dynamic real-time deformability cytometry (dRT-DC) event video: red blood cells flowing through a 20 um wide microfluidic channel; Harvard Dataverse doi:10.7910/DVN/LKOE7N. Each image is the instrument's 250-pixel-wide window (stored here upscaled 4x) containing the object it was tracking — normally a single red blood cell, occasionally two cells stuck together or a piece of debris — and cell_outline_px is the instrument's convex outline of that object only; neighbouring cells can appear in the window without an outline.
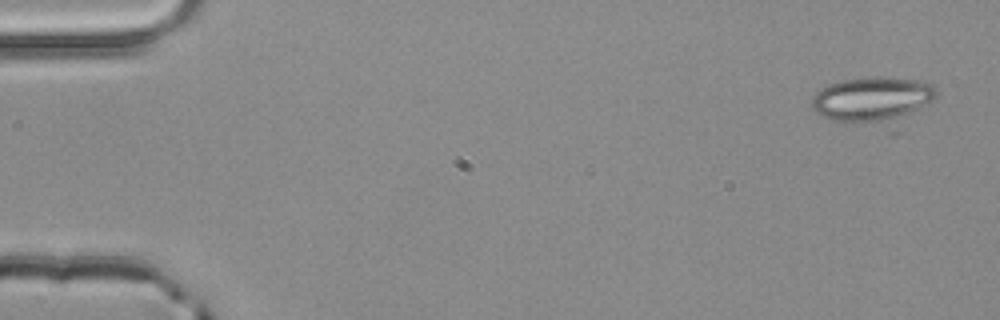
{"species": "common noctule bat (a hibernating species)", "species_latin": "Nyctalus noctula", "temperature_condition": "room temperature", "stored_images_in_passage": 4, "camera_frame_rate_fps": 3000, "um_per_image_px": 0.085, "animal": {"sex": "male", "body_mass_g": 20.4}, "frame": {"image": 1, "passage_image": 1, "time_ms": 0.0, "image_size_px": [1000, 320], "cell_outline_px": [[936, 96], [932, 100], [892, 136], [888, 136], [832, 120], [820, 116], [812, 108], [812, 96], [820, 88], [828, 84], [840, 80], [868, 76], [884, 76], [916, 80], [932, 84], [936, 88]], "centroid_in_image_um": [74.25, 8.68], "position_along_channel_um": 10.8, "area_um2": 37.4}}